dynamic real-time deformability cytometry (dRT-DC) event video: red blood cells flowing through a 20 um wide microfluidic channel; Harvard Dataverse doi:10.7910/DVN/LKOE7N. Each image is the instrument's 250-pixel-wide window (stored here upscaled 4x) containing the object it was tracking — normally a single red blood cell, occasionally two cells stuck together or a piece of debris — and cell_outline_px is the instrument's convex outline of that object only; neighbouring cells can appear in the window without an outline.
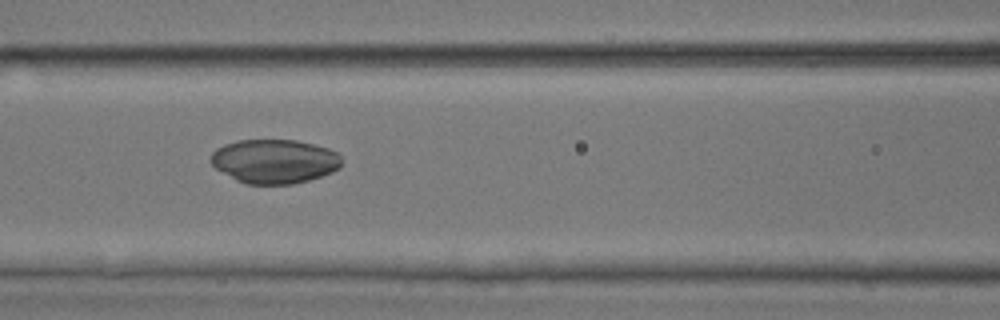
{"species": "common noctule bat (a hibernating species)", "species_latin": "Nyctalus noctula", "temperature_condition": "room temperature", "stored_images_in_passage": 49, "camera_frame_rate_fps": 3000, "um_per_image_px": 0.085, "animal": {"sex": "male", "body_mass_g": 17.9, "forearm_length_mm": 54.2}, "frame": {"image": 1, "passage_image": 22, "time_ms": 7.0, "image_size_px": [1000, 320], "cell_outline_px": [[340, 168], [332, 172], [308, 180], [292, 184], [244, 184], [236, 180], [216, 168], [208, 160], [212, 152], [216, 148], [224, 144], [236, 140], [296, 140], [328, 148], [336, 152], [340, 156]], "centroid_in_image_um": [23.29, 13.7], "position_along_channel_um": 143.3, "area_um2": 33.64}}
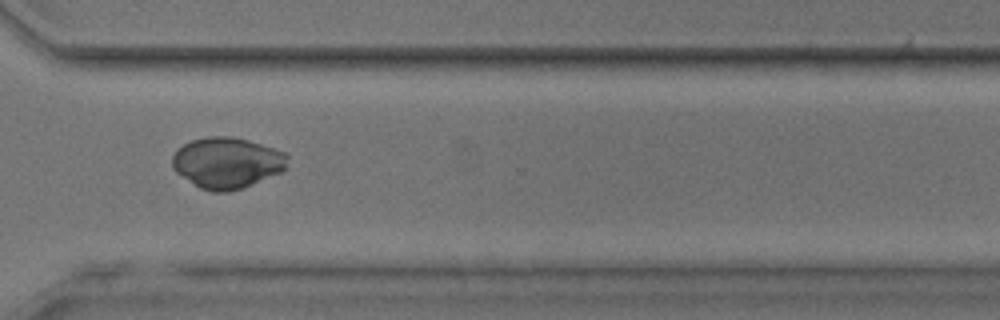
{"frame": {"image": 2, "passage_image": 37, "time_ms": 12.0, "image_size_px": [1000, 320], "cell_outline_px": [[288, 168], [280, 172], [244, 188], [228, 192], [212, 192], [200, 188], [176, 172], [172, 168], [172, 156], [176, 148], [192, 140], [208, 136], [232, 136], [248, 140], [284, 152], [288, 156]], "centroid_in_image_um": [19.28, 13.84], "position_along_channel_um": 351.3, "area_um2": 34.45}}
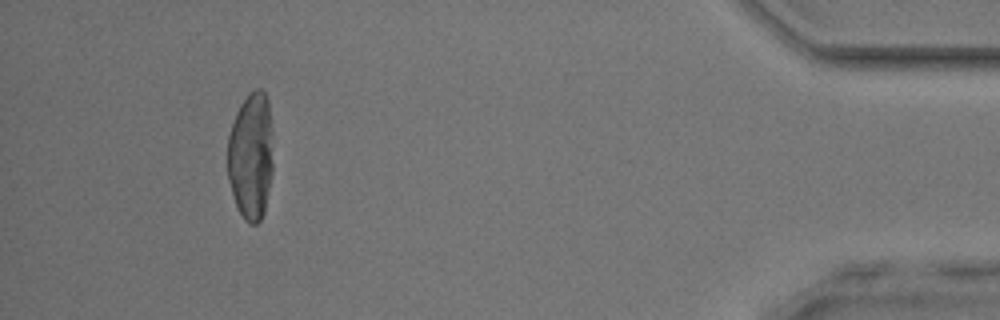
{"frame": {"image": 3, "passage_image": 46, "time_ms": 15.0, "image_size_px": [1000, 320], "cell_outline_px": [[272, 172], [264, 212], [260, 220], [256, 224], [252, 224], [244, 220], [236, 204], [228, 180], [228, 136], [236, 112], [240, 104], [248, 92], [256, 88], [260, 88], [264, 92], [268, 100], [272, 132]], "centroid_in_image_um": [21.33, 13.22], "position_along_channel_um": 413.9, "area_um2": 33.99}}